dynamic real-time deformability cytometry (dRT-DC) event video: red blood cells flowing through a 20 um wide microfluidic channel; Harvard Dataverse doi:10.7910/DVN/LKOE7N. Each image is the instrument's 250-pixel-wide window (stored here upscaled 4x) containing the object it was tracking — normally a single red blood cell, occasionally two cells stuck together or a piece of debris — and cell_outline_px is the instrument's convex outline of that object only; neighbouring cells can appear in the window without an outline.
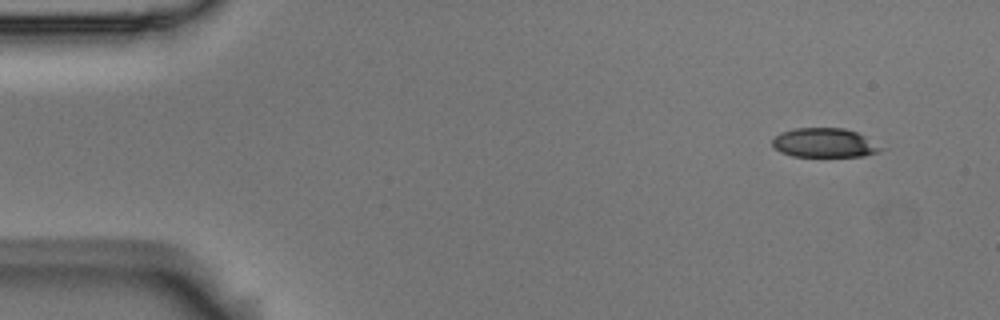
{"species": "Egyptian fruit bat (a non-hibernating species)", "species_latin": "Rousettus aegyptiacus", "temperature_condition": "room temperature", "stored_images_in_passage": 5, "segment_of_instrument_passage": [1, 2], "camera_frame_rate_fps": 3000, "um_per_image_px": 0.085, "animal": {"sex": "male"}, "frame": {"image": 1, "passage_image": 1, "time_ms": 0.0, "image_size_px": [1000, 320], "cell_outline_px": [[888, 148], [880, 152], [864, 156], [792, 156], [780, 152], [772, 148], [772, 140], [780, 132], [796, 128], [844, 128], [856, 132]], "centroid_in_image_um": [70.11, 12.15], "position_along_channel_um": 14.9, "area_um2": 18.73}}